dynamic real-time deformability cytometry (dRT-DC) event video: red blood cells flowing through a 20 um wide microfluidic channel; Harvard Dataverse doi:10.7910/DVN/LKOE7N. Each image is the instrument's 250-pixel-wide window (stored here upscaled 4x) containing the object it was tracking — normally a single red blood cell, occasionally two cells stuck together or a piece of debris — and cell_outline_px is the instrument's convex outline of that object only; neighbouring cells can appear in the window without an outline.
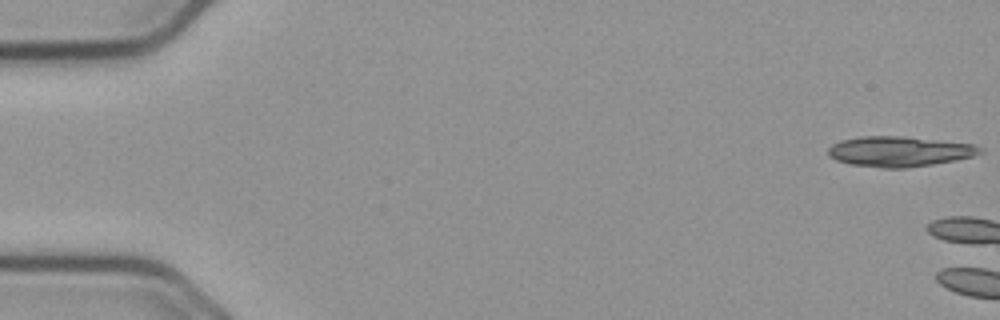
{"species": "common noctule bat (a hibernating species)", "species_latin": "Nyctalus noctula", "temperature_condition": "cold", "stored_images_in_passage": 12, "camera_frame_rate_fps": 3000, "um_per_image_px": 0.085, "animal": {"sex": "male", "body_mass_g": 23.1, "forearm_length_mm": 52.7}, "frame": {"image": 1, "passage_image": 1, "time_ms": 0.0, "image_size_px": [1000, 320], "cell_outline_px": [[984, 152], [976, 156], [956, 160], [932, 164], [904, 168], [880, 168], [852, 164], [836, 160], [828, 156], [828, 148], [832, 144], [840, 140], [860, 136], [904, 136], [976, 144], [984, 148]], "centroid_in_image_um": [76.49, 12.86], "position_along_channel_um": 8.5, "area_um2": 27.11}}